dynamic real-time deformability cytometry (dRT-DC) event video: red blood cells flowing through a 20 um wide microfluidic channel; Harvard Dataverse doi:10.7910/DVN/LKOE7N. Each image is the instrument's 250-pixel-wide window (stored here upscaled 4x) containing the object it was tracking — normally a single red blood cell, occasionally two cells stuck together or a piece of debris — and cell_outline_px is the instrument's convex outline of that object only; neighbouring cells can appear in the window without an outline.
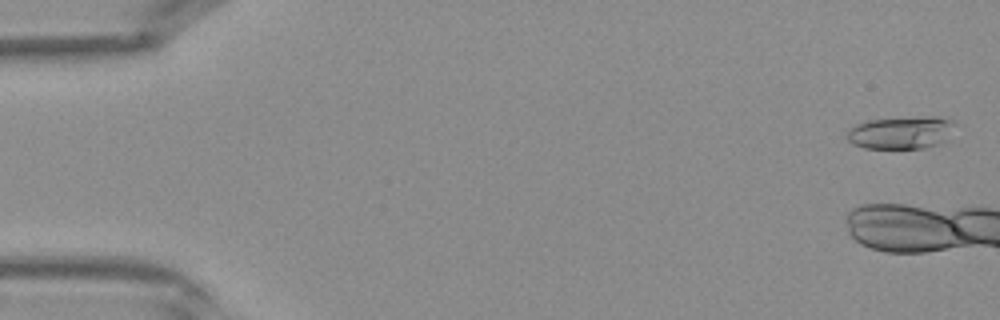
{"species": "Egyptian fruit bat (a non-hibernating species)", "species_latin": "Rousettus aegyptiacus", "temperature_condition": "warm", "stored_images_in_passage": 4, "camera_frame_rate_fps": 3000, "um_per_image_px": 0.085, "frame": {"image": 1, "passage_image": 1, "time_ms": 0.0, "image_size_px": [1000, 320], "cell_outline_px": [[960, 124], [944, 140], [936, 144], [924, 148], [864, 148], [852, 144], [844, 136], [848, 128], [856, 124], [868, 120], [924, 116], [936, 116], [956, 120]], "centroid_in_image_um": [76.61, 11.25], "position_along_channel_um": 8.4, "area_um2": 20.98}}